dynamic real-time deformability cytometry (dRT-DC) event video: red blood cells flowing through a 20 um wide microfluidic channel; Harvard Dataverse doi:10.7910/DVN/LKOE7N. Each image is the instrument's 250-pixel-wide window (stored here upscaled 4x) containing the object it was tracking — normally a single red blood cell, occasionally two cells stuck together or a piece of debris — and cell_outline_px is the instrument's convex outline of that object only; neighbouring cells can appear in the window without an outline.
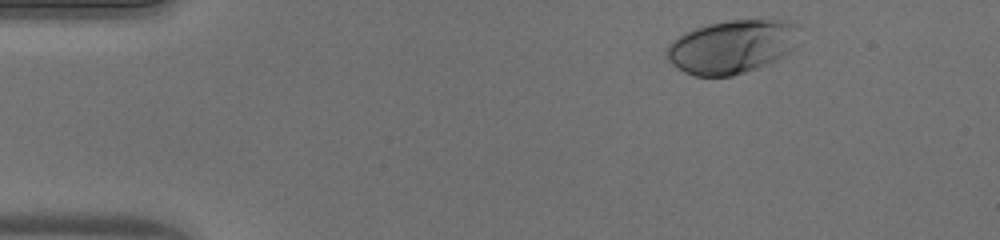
{"species": "human", "species_latin": "Homo sapiens", "temperature_condition": "warm", "stored_images_in_passage": 39, "camera_frame_rate_fps": 3000, "um_per_image_px": 0.085, "donor": {"sex": "male"}, "frame": {"image": 1, "passage_image": 3, "time_ms": 0.667, "image_size_px": [1000, 240], "cell_outline_px": [[796, 24], [792, 48], [788, 52], [776, 60], [768, 64], [732, 76], [696, 76], [684, 72], [672, 64], [668, 60], [664, 52], [668, 44], [672, 40], [684, 32], [708, 24], [728, 20], [768, 16], [784, 20]], "centroid_in_image_um": [62.15, 3.93], "position_along_channel_um": 22.8, "area_um2": 41.67}}
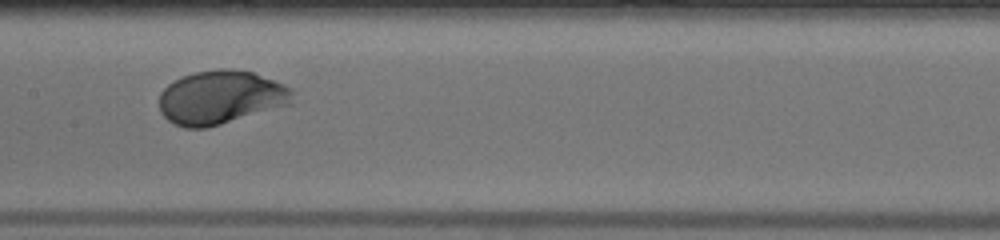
{"frame": {"image": 2, "passage_image": 22, "time_ms": 7.0, "image_size_px": [1000, 240], "cell_outline_px": [[296, 92], [292, 104], [220, 124], [204, 128], [184, 128], [172, 124], [160, 112], [160, 92], [168, 84], [184, 76], [196, 72], [216, 68], [228, 68], [252, 72], [284, 84], [292, 88]], "centroid_in_image_um": [18.79, 8.28], "position_along_channel_um": 188.6, "area_um2": 41.85}}
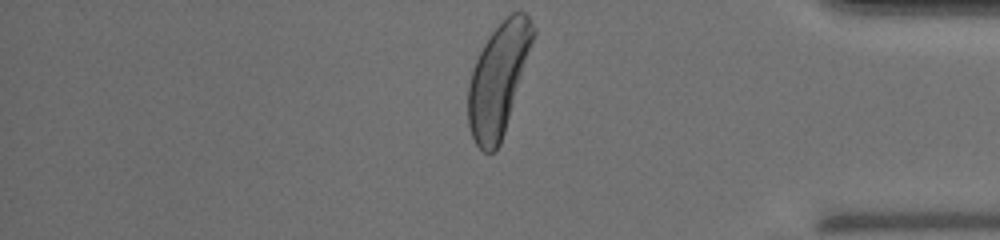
{"frame": {"image": 3, "passage_image": 39, "time_ms": 12.667, "image_size_px": [1000, 240], "cell_outline_px": [[536, 32], [504, 132], [500, 144], [496, 152], [484, 152], [476, 144], [472, 136], [468, 124], [468, 84], [472, 68], [488, 36], [504, 16], [512, 12], [524, 12], [528, 16], [536, 28]], "centroid_in_image_um": [42.35, 6.7], "position_along_channel_um": 392.8, "area_um2": 42.02}, "authors_computed_cell_mechanics": {"area_um2": 40.46, "velocity_mm_per_s": 4.0235, "shape_relaxation_time_tau1_ms": 2.3084, "shape_relaxation_time_tau2_ms": null, "deformation_change_tau1": 0.1785, "deformation_change_tau2": null}}